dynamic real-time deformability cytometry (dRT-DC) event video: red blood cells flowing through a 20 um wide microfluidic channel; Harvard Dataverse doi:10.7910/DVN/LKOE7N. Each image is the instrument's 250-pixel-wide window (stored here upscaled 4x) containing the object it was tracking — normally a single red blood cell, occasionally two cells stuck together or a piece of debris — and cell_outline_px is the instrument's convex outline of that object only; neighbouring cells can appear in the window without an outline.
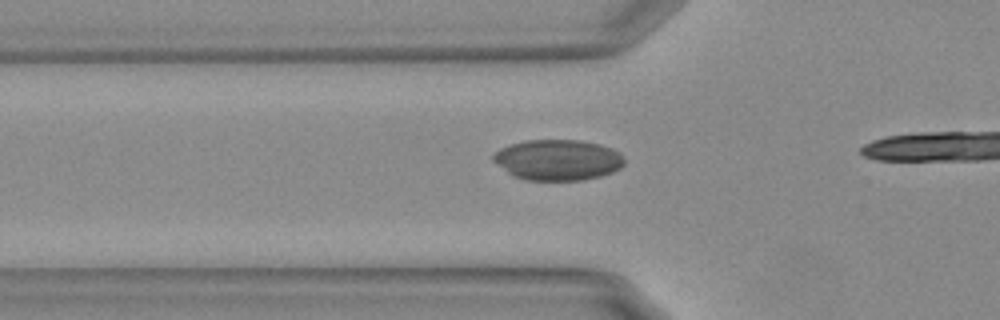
{"species": "Egyptian fruit bat (a non-hibernating species)", "species_latin": "Rousettus aegyptiacus", "temperature_condition": "warm", "stored_images_in_passage": 19, "camera_frame_rate_fps": 3000, "um_per_image_px": 0.085, "animal": {"sex": "female"}, "frame": {"image": 1, "passage_image": 14, "time_ms": 4.333, "image_size_px": [1000, 320], "cell_outline_px": [[624, 164], [620, 168], [612, 172], [600, 176], [584, 180], [524, 180], [512, 176], [492, 160], [492, 156], [500, 148], [508, 144], [524, 140], [580, 140], [600, 144], [612, 148], [620, 152], [624, 160]], "centroid_in_image_um": [47.4, 13.59], "position_along_channel_um": 78.4, "area_um2": 31.39}}